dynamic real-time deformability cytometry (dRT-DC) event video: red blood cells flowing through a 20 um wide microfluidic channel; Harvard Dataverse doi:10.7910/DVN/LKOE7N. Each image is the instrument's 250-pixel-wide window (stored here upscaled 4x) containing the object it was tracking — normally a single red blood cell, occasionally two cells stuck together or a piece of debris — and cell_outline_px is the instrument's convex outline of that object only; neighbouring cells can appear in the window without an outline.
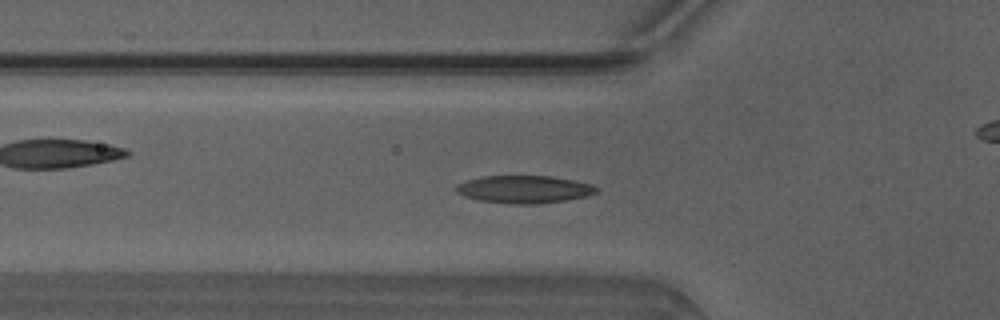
{"species": "Egyptian fruit bat (a non-hibernating species)", "species_latin": "Rousettus aegyptiacus", "temperature_condition": "warm", "stored_images_in_passage": 51, "camera_frame_rate_fps": 3000, "um_per_image_px": 0.085, "animal": {"sex": "male"}, "frame": {"image": 1, "passage_image": 18, "time_ms": 5.667, "image_size_px": [1000, 320], "cell_outline_px": [[600, 192], [588, 196], [564, 200], [536, 204], [512, 204], [480, 200], [464, 196], [456, 192], [456, 184], [464, 180], [480, 176], [552, 176], [592, 184], [600, 188]], "centroid_in_image_um": [44.57, 16.08], "position_along_channel_um": 81.2, "area_um2": 22.77}}
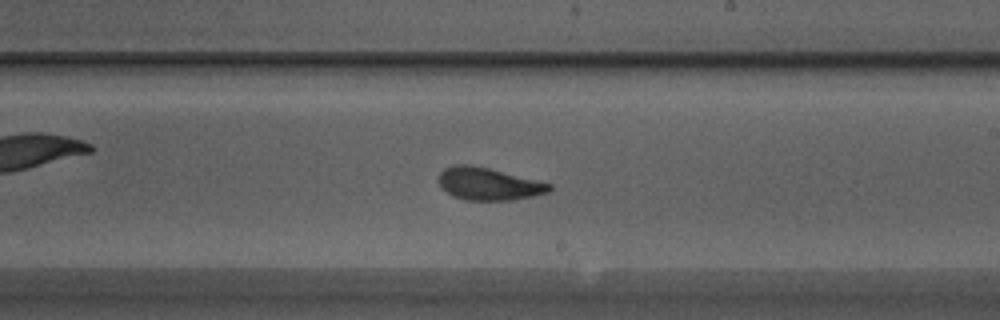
{"frame": {"image": 2, "passage_image": 30, "time_ms": 9.667, "image_size_px": [1000, 320], "cell_outline_px": [[552, 188], [548, 192], [532, 196], [512, 200], [464, 200], [452, 196], [440, 188], [440, 172], [444, 168], [456, 164], [468, 164], [488, 168], [552, 184]], "centroid_in_image_um": [41.49, 15.64], "position_along_channel_um": 247.5, "area_um2": 20.81}}
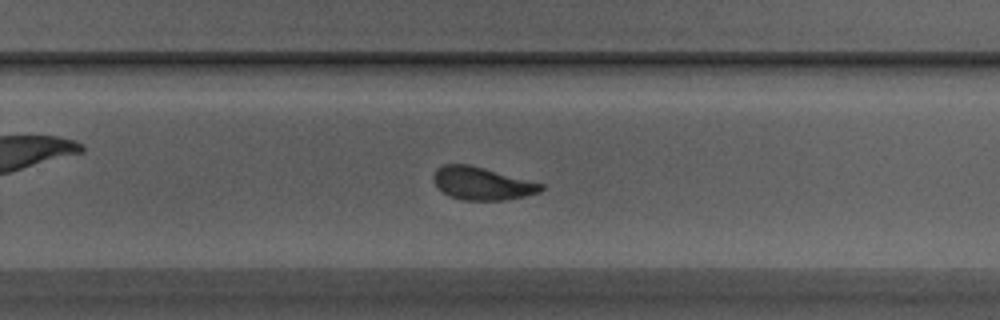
{"frame": {"image": 3, "passage_image": 33, "time_ms": 10.667, "image_size_px": [1000, 320], "cell_outline_px": [[544, 188], [540, 192], [524, 196], [504, 200], [464, 200], [448, 196], [432, 180], [432, 176], [436, 168], [444, 164], [468, 164], [484, 168], [544, 184]], "centroid_in_image_um": [40.95, 15.59], "position_along_channel_um": 288.9, "area_um2": 20.46}, "authors_computed_cell_mechanics": {"area_um2": 20.808, "velocity_mm_per_s": 4.1478, "shape_relaxation_time_tau1_ms": 3.3435, "shape_relaxation_time_tau2_ms": 1.3214, "deformation_change_tau1": 0.1509, "deformation_change_tau2": 0.0741}}